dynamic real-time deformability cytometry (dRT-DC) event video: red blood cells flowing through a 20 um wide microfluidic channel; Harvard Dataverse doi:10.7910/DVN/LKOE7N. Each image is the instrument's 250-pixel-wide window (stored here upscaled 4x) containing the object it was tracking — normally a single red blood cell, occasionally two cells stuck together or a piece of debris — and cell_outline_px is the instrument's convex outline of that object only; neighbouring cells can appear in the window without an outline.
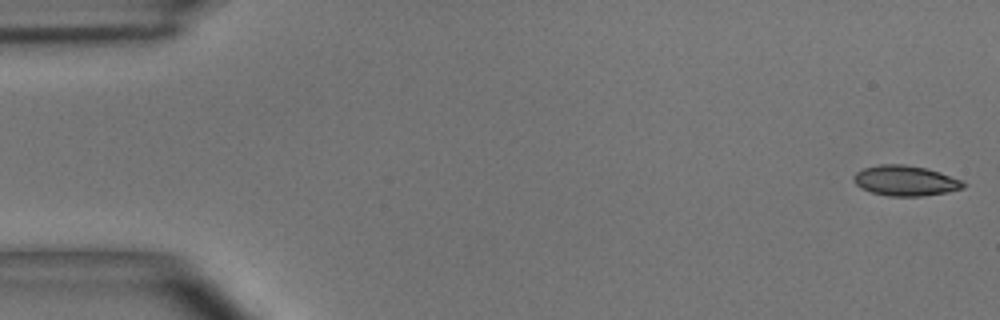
{"species": "common noctule bat (a hibernating species)", "species_latin": "Nyctalus noctula", "temperature_condition": "room temperature", "stored_images_in_passage": 54, "camera_frame_rate_fps": 3000, "um_per_image_px": 0.085, "animal": {"sex": "male", "body_mass_g": 15.6}, "frame": {"image": 1, "passage_image": 1, "time_ms": 0.0, "image_size_px": [1000, 320], "cell_outline_px": [[968, 184], [964, 188], [944, 192], [920, 196], [888, 196], [872, 192], [860, 188], [856, 184], [852, 176], [856, 172], [864, 168], [880, 164], [904, 164], [924, 168], [940, 172], [960, 180]], "centroid_in_image_um": [76.93, 15.35], "position_along_channel_um": 8.1, "area_um2": 19.19}}
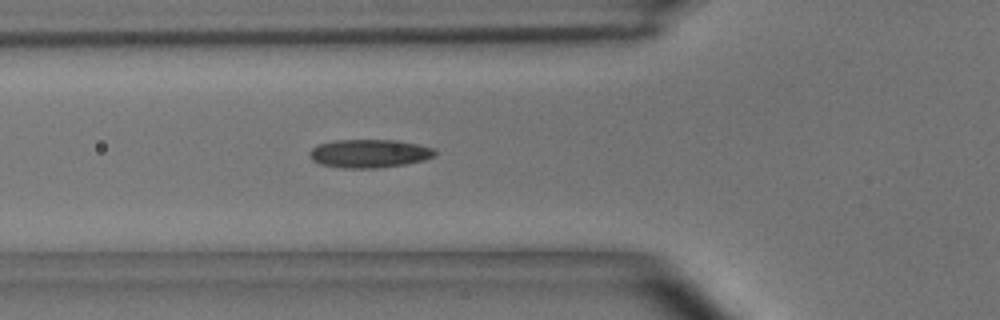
{"frame": {"image": 2, "passage_image": 19, "time_ms": 6.0, "image_size_px": [1000, 320], "cell_outline_px": [[436, 156], [424, 160], [404, 164], [380, 168], [344, 168], [320, 164], [312, 160], [308, 152], [316, 144], [332, 140], [396, 140], [416, 144], [432, 148], [436, 152]], "centroid_in_image_um": [31.35, 13.04], "position_along_channel_um": 94.4, "area_um2": 20.81}}
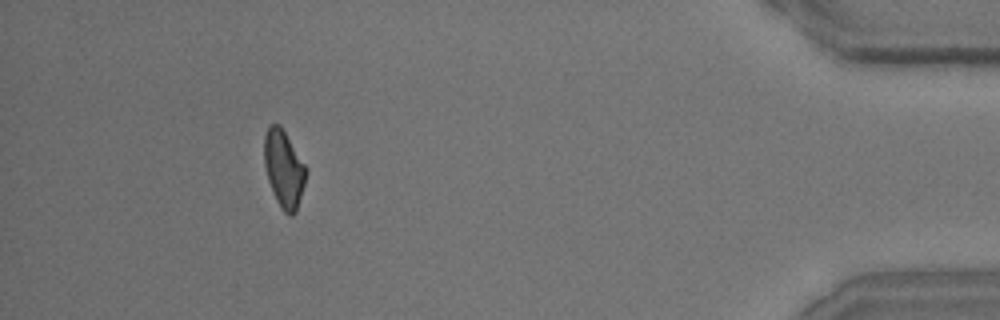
{"frame": {"image": 3, "passage_image": 50, "time_ms": 16.333, "image_size_px": [1000, 320], "cell_outline_px": [[308, 168], [304, 184], [296, 212], [292, 216], [288, 216], [280, 208], [276, 200], [268, 180], [264, 164], [264, 136], [268, 128], [272, 124], [280, 124]], "centroid_in_image_um": [24.13, 14.36], "position_along_channel_um": 411.1, "area_um2": 18.9}, "authors_computed_cell_mechanics": {"area_um2": 19.3919, "velocity_mm_per_s": 3.6385, "shape_relaxation_time_tau1_ms": 5.7134, "shape_relaxation_time_tau2_ms": 2.8473, "deformation_change_tau1": 0.1648, "deformation_change_tau2": 0.101}}